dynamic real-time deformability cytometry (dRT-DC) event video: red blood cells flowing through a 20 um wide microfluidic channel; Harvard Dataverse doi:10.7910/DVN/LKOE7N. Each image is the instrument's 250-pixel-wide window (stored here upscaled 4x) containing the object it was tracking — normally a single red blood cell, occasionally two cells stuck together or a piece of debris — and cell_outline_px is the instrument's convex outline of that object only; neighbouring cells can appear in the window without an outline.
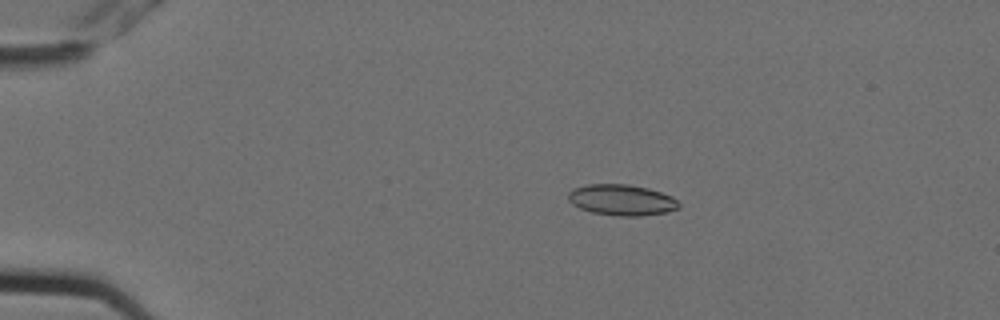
{"species": "Egyptian fruit bat (a non-hibernating species)", "species_latin": "Rousettus aegyptiacus", "temperature_condition": "cold", "stored_images_in_passage": 6, "camera_frame_rate_fps": 3000, "um_per_image_px": 0.085, "animal": {"sex": "female"}, "frame": {"image": 1, "passage_image": 3, "time_ms": 0.667, "image_size_px": [1000, 320], "cell_outline_px": [[680, 208], [668, 212], [640, 216], [620, 216], [592, 212], [580, 208], [572, 204], [568, 200], [568, 192], [572, 188], [588, 184], [628, 184], [648, 188], [672, 196], [680, 204]], "centroid_in_image_um": [52.84, 16.99], "position_along_channel_um": 32.2, "area_um2": 20.06}}
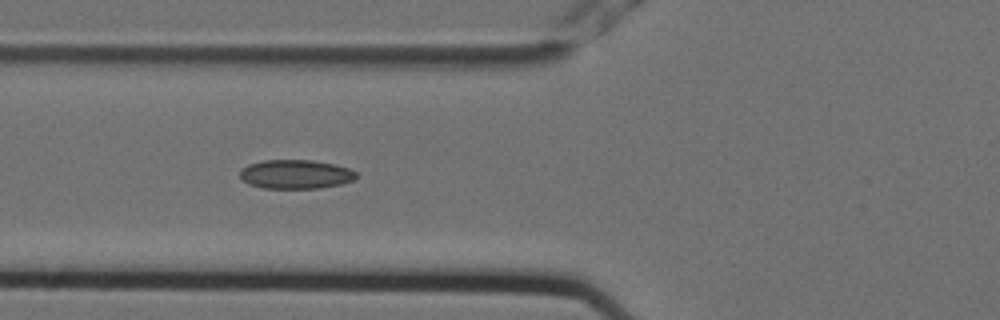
{"frame": {"image": 2, "passage_image": 6, "time_ms": 1.667, "image_size_px": [1000, 320], "cell_outline_px": [[356, 176], [352, 180], [340, 184], [320, 188], [264, 188], [248, 184], [240, 176], [240, 168], [248, 164], [264, 160], [312, 160], [336, 164], [348, 168], [356, 172]], "centroid_in_image_um": [25.11, 14.8], "position_along_channel_um": 100.7, "area_um2": 19.65}}